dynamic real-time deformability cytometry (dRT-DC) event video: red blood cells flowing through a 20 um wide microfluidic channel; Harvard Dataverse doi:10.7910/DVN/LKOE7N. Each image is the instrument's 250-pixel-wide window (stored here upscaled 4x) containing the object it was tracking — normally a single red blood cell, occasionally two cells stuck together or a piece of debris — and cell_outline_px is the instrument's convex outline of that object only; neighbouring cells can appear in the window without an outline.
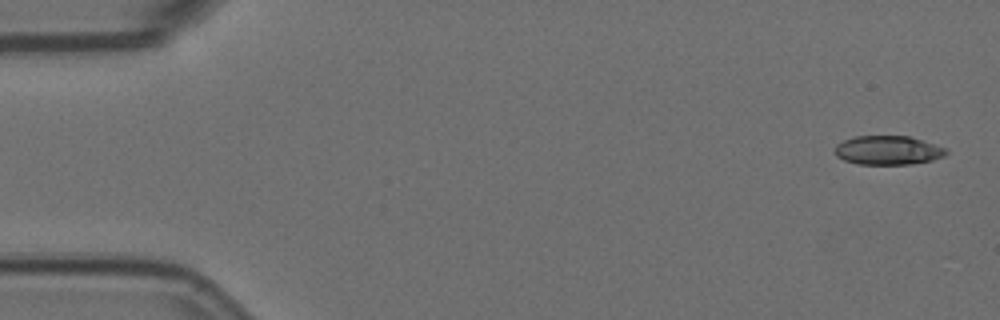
{"species": "Egyptian fruit bat (a non-hibernating species)", "species_latin": "Rousettus aegyptiacus", "temperature_condition": "room temperature", "stored_images_in_passage": 4, "camera_frame_rate_fps": 3000, "um_per_image_px": 0.085, "animal": {"sex": "female"}, "frame": {"image": 1, "passage_image": 1, "time_ms": 0.0, "image_size_px": [1000, 320], "cell_outline_px": [[948, 152], [944, 156], [932, 160], [908, 164], [860, 164], [844, 160], [836, 156], [836, 144], [852, 136], [908, 136], [948, 148]], "centroid_in_image_um": [75.49, 12.76], "position_along_channel_um": 9.5, "area_um2": 18.73}}
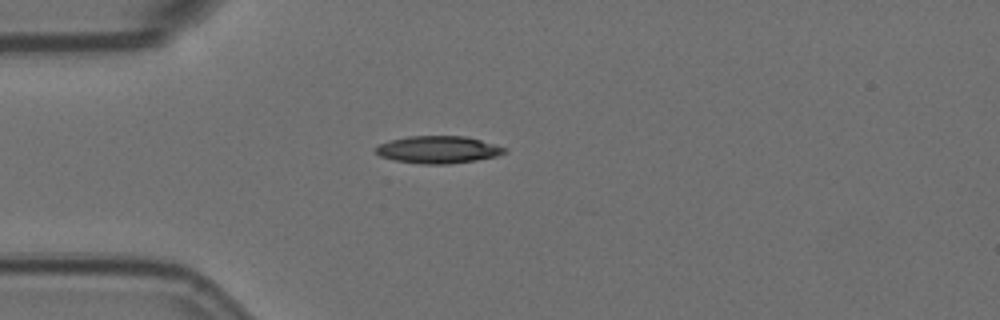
{"frame": {"image": 2, "passage_image": 4, "time_ms": 1.0, "image_size_px": [1000, 320], "cell_outline_px": [[508, 148], [504, 152], [496, 156], [476, 160], [448, 164], [424, 164], [396, 160], [380, 156], [376, 152], [376, 148], [380, 144], [388, 140], [408, 136], [464, 136], [496, 144]], "centroid_in_image_um": [37.25, 12.71], "position_along_channel_um": 47.8, "area_um2": 20.35}}